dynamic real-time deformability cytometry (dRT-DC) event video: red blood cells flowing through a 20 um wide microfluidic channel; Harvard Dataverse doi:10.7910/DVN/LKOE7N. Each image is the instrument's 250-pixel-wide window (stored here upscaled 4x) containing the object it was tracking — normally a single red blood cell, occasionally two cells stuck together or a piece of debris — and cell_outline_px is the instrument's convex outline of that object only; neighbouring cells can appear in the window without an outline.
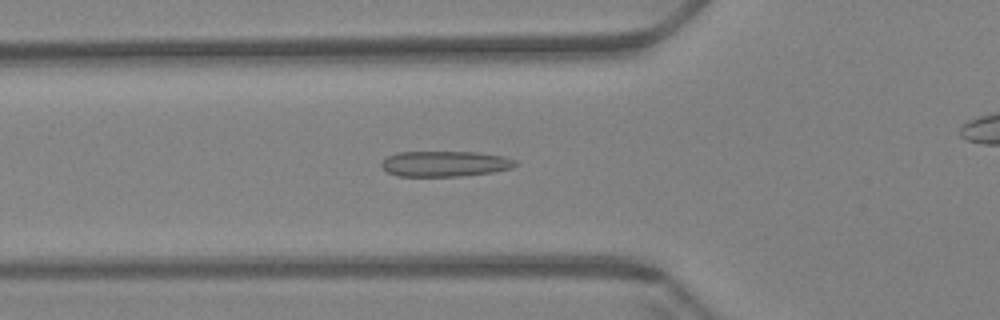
{"species": "Egyptian fruit bat (a non-hibernating species)", "species_latin": "Rousettus aegyptiacus", "temperature_condition": "warm", "stored_images_in_passage": 38, "camera_frame_rate_fps": 3000, "um_per_image_px": 0.085, "animal": {"sex": "female"}, "frame": {"image": 1, "passage_image": 3, "time_ms": 0.667, "image_size_px": [1000, 320], "cell_outline_px": [[520, 164], [512, 168], [492, 172], [460, 176], [396, 176], [388, 172], [380, 164], [388, 156], [396, 152], [476, 152], [500, 156], [516, 160]], "centroid_in_image_um": [37.83, 13.92], "position_along_channel_um": 88.0, "area_um2": 19.88}}
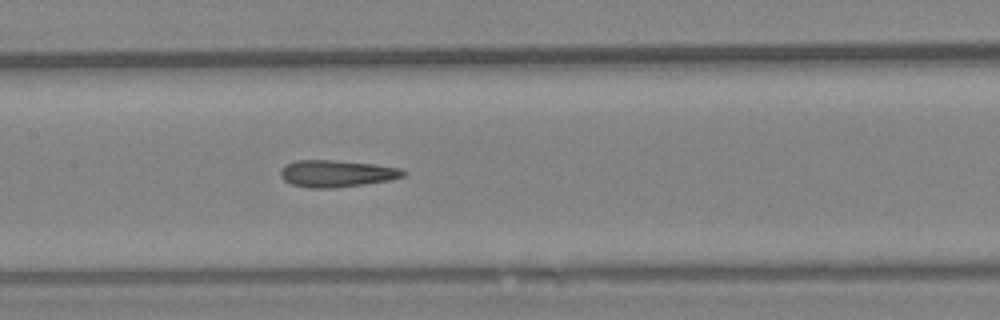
{"frame": {"image": 2, "passage_image": 11, "time_ms": 3.333, "image_size_px": [1000, 320], "cell_outline_px": [[408, 172], [404, 176], [392, 180], [364, 184], [332, 188], [308, 188], [292, 184], [284, 180], [280, 176], [280, 172], [284, 164], [296, 160], [332, 160], [372, 164], [400, 168]], "centroid_in_image_um": [28.61, 14.75], "position_along_channel_um": 178.8, "area_um2": 19.31}}
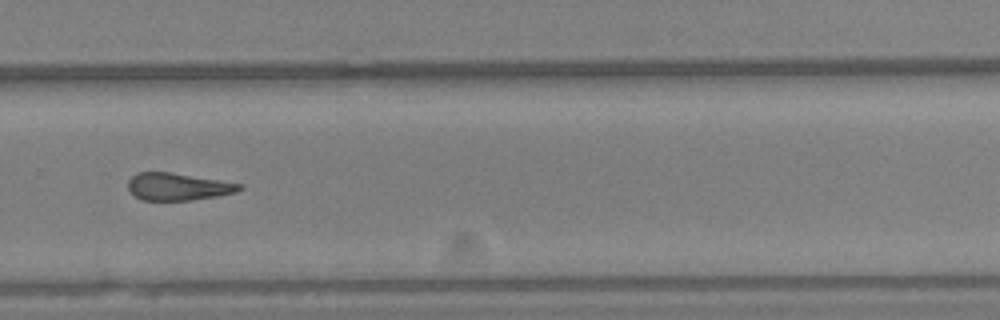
{"frame": {"image": 3, "passage_image": 23, "time_ms": 7.333, "image_size_px": [1000, 320], "cell_outline_px": [[244, 188], [236, 192], [216, 196], [192, 200], [144, 200], [136, 196], [128, 188], [128, 180], [136, 172], [168, 172], [240, 184]], "centroid_in_image_um": [15.09, 15.87], "position_along_channel_um": 314.7, "area_um2": 17.34}, "authors_computed_cell_mechanics": {"area_um2": 19.0162, "velocity_mm_per_s": 3.4029, "shape_relaxation_time_tau1_ms": null, "shape_relaxation_time_tau2_ms": 5.7726, "deformation_change_tau1": null, "deformation_change_tau2": 0.1391}}